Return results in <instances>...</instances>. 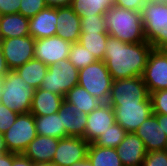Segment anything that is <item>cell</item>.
<instances>
[{
    "instance_id": "obj_35",
    "label": "cell",
    "mask_w": 167,
    "mask_h": 166,
    "mask_svg": "<svg viewBox=\"0 0 167 166\" xmlns=\"http://www.w3.org/2000/svg\"><path fill=\"white\" fill-rule=\"evenodd\" d=\"M142 166H167V151L147 152Z\"/></svg>"
},
{
    "instance_id": "obj_40",
    "label": "cell",
    "mask_w": 167,
    "mask_h": 166,
    "mask_svg": "<svg viewBox=\"0 0 167 166\" xmlns=\"http://www.w3.org/2000/svg\"><path fill=\"white\" fill-rule=\"evenodd\" d=\"M9 71L10 69L6 64L2 49L0 47V79H2Z\"/></svg>"
},
{
    "instance_id": "obj_25",
    "label": "cell",
    "mask_w": 167,
    "mask_h": 166,
    "mask_svg": "<svg viewBox=\"0 0 167 166\" xmlns=\"http://www.w3.org/2000/svg\"><path fill=\"white\" fill-rule=\"evenodd\" d=\"M64 100L75 105L77 110H80L87 115L102 104V102L90 95L83 87L79 85H76L69 90L65 94Z\"/></svg>"
},
{
    "instance_id": "obj_8",
    "label": "cell",
    "mask_w": 167,
    "mask_h": 166,
    "mask_svg": "<svg viewBox=\"0 0 167 166\" xmlns=\"http://www.w3.org/2000/svg\"><path fill=\"white\" fill-rule=\"evenodd\" d=\"M108 103H151L142 77L113 80Z\"/></svg>"
},
{
    "instance_id": "obj_2",
    "label": "cell",
    "mask_w": 167,
    "mask_h": 166,
    "mask_svg": "<svg viewBox=\"0 0 167 166\" xmlns=\"http://www.w3.org/2000/svg\"><path fill=\"white\" fill-rule=\"evenodd\" d=\"M109 36L126 43L147 42L144 34L142 12L113 5L104 14Z\"/></svg>"
},
{
    "instance_id": "obj_31",
    "label": "cell",
    "mask_w": 167,
    "mask_h": 166,
    "mask_svg": "<svg viewBox=\"0 0 167 166\" xmlns=\"http://www.w3.org/2000/svg\"><path fill=\"white\" fill-rule=\"evenodd\" d=\"M104 15L81 18V33H107Z\"/></svg>"
},
{
    "instance_id": "obj_28",
    "label": "cell",
    "mask_w": 167,
    "mask_h": 166,
    "mask_svg": "<svg viewBox=\"0 0 167 166\" xmlns=\"http://www.w3.org/2000/svg\"><path fill=\"white\" fill-rule=\"evenodd\" d=\"M108 37V33H81L78 42L97 60H103Z\"/></svg>"
},
{
    "instance_id": "obj_48",
    "label": "cell",
    "mask_w": 167,
    "mask_h": 166,
    "mask_svg": "<svg viewBox=\"0 0 167 166\" xmlns=\"http://www.w3.org/2000/svg\"><path fill=\"white\" fill-rule=\"evenodd\" d=\"M2 16H3V14L0 12V21H1V19H2Z\"/></svg>"
},
{
    "instance_id": "obj_6",
    "label": "cell",
    "mask_w": 167,
    "mask_h": 166,
    "mask_svg": "<svg viewBox=\"0 0 167 166\" xmlns=\"http://www.w3.org/2000/svg\"><path fill=\"white\" fill-rule=\"evenodd\" d=\"M79 69L69 60L61 59L54 65L48 66V71L39 88L59 94H65L78 85Z\"/></svg>"
},
{
    "instance_id": "obj_41",
    "label": "cell",
    "mask_w": 167,
    "mask_h": 166,
    "mask_svg": "<svg viewBox=\"0 0 167 166\" xmlns=\"http://www.w3.org/2000/svg\"><path fill=\"white\" fill-rule=\"evenodd\" d=\"M14 159L13 152H7L0 157V166H12V161Z\"/></svg>"
},
{
    "instance_id": "obj_12",
    "label": "cell",
    "mask_w": 167,
    "mask_h": 166,
    "mask_svg": "<svg viewBox=\"0 0 167 166\" xmlns=\"http://www.w3.org/2000/svg\"><path fill=\"white\" fill-rule=\"evenodd\" d=\"M89 142L82 137L68 136L59 139L58 147L53 157V166H71L87 158Z\"/></svg>"
},
{
    "instance_id": "obj_37",
    "label": "cell",
    "mask_w": 167,
    "mask_h": 166,
    "mask_svg": "<svg viewBox=\"0 0 167 166\" xmlns=\"http://www.w3.org/2000/svg\"><path fill=\"white\" fill-rule=\"evenodd\" d=\"M147 1L148 0H117L114 5L124 9L142 12V9Z\"/></svg>"
},
{
    "instance_id": "obj_46",
    "label": "cell",
    "mask_w": 167,
    "mask_h": 166,
    "mask_svg": "<svg viewBox=\"0 0 167 166\" xmlns=\"http://www.w3.org/2000/svg\"><path fill=\"white\" fill-rule=\"evenodd\" d=\"M7 152H8L7 150H0V157L3 156Z\"/></svg>"
},
{
    "instance_id": "obj_10",
    "label": "cell",
    "mask_w": 167,
    "mask_h": 166,
    "mask_svg": "<svg viewBox=\"0 0 167 166\" xmlns=\"http://www.w3.org/2000/svg\"><path fill=\"white\" fill-rule=\"evenodd\" d=\"M114 109L116 123L127 133L135 132L153 114L151 103H108Z\"/></svg>"
},
{
    "instance_id": "obj_11",
    "label": "cell",
    "mask_w": 167,
    "mask_h": 166,
    "mask_svg": "<svg viewBox=\"0 0 167 166\" xmlns=\"http://www.w3.org/2000/svg\"><path fill=\"white\" fill-rule=\"evenodd\" d=\"M141 77L149 93L167 89L166 49H152Z\"/></svg>"
},
{
    "instance_id": "obj_14",
    "label": "cell",
    "mask_w": 167,
    "mask_h": 166,
    "mask_svg": "<svg viewBox=\"0 0 167 166\" xmlns=\"http://www.w3.org/2000/svg\"><path fill=\"white\" fill-rule=\"evenodd\" d=\"M116 122L114 109L108 103H102L87 115L85 139L93 143L97 137L106 132Z\"/></svg>"
},
{
    "instance_id": "obj_18",
    "label": "cell",
    "mask_w": 167,
    "mask_h": 166,
    "mask_svg": "<svg viewBox=\"0 0 167 166\" xmlns=\"http://www.w3.org/2000/svg\"><path fill=\"white\" fill-rule=\"evenodd\" d=\"M57 8L46 7L29 18V32L34 39L57 35Z\"/></svg>"
},
{
    "instance_id": "obj_38",
    "label": "cell",
    "mask_w": 167,
    "mask_h": 166,
    "mask_svg": "<svg viewBox=\"0 0 167 166\" xmlns=\"http://www.w3.org/2000/svg\"><path fill=\"white\" fill-rule=\"evenodd\" d=\"M29 158H27L23 153H14V159L12 161V166H34Z\"/></svg>"
},
{
    "instance_id": "obj_21",
    "label": "cell",
    "mask_w": 167,
    "mask_h": 166,
    "mask_svg": "<svg viewBox=\"0 0 167 166\" xmlns=\"http://www.w3.org/2000/svg\"><path fill=\"white\" fill-rule=\"evenodd\" d=\"M64 97L38 88L34 92L32 99L31 110L34 116H45L56 113L61 107Z\"/></svg>"
},
{
    "instance_id": "obj_43",
    "label": "cell",
    "mask_w": 167,
    "mask_h": 166,
    "mask_svg": "<svg viewBox=\"0 0 167 166\" xmlns=\"http://www.w3.org/2000/svg\"><path fill=\"white\" fill-rule=\"evenodd\" d=\"M71 166H92L90 161L86 158L84 161L79 162V163H75Z\"/></svg>"
},
{
    "instance_id": "obj_39",
    "label": "cell",
    "mask_w": 167,
    "mask_h": 166,
    "mask_svg": "<svg viewBox=\"0 0 167 166\" xmlns=\"http://www.w3.org/2000/svg\"><path fill=\"white\" fill-rule=\"evenodd\" d=\"M47 7H70L72 0H44Z\"/></svg>"
},
{
    "instance_id": "obj_42",
    "label": "cell",
    "mask_w": 167,
    "mask_h": 166,
    "mask_svg": "<svg viewBox=\"0 0 167 166\" xmlns=\"http://www.w3.org/2000/svg\"><path fill=\"white\" fill-rule=\"evenodd\" d=\"M157 121L160 126H162L163 131L167 135V115L155 114Z\"/></svg>"
},
{
    "instance_id": "obj_33",
    "label": "cell",
    "mask_w": 167,
    "mask_h": 166,
    "mask_svg": "<svg viewBox=\"0 0 167 166\" xmlns=\"http://www.w3.org/2000/svg\"><path fill=\"white\" fill-rule=\"evenodd\" d=\"M46 7L44 0H21L19 13L24 17L31 18Z\"/></svg>"
},
{
    "instance_id": "obj_45",
    "label": "cell",
    "mask_w": 167,
    "mask_h": 166,
    "mask_svg": "<svg viewBox=\"0 0 167 166\" xmlns=\"http://www.w3.org/2000/svg\"><path fill=\"white\" fill-rule=\"evenodd\" d=\"M34 166H53L51 163L34 164Z\"/></svg>"
},
{
    "instance_id": "obj_3",
    "label": "cell",
    "mask_w": 167,
    "mask_h": 166,
    "mask_svg": "<svg viewBox=\"0 0 167 166\" xmlns=\"http://www.w3.org/2000/svg\"><path fill=\"white\" fill-rule=\"evenodd\" d=\"M35 88L10 70L1 79L0 103L18 114L30 113Z\"/></svg>"
},
{
    "instance_id": "obj_13",
    "label": "cell",
    "mask_w": 167,
    "mask_h": 166,
    "mask_svg": "<svg viewBox=\"0 0 167 166\" xmlns=\"http://www.w3.org/2000/svg\"><path fill=\"white\" fill-rule=\"evenodd\" d=\"M72 43L58 35L35 39L34 58L47 66L56 64L61 59H67Z\"/></svg>"
},
{
    "instance_id": "obj_1",
    "label": "cell",
    "mask_w": 167,
    "mask_h": 166,
    "mask_svg": "<svg viewBox=\"0 0 167 166\" xmlns=\"http://www.w3.org/2000/svg\"><path fill=\"white\" fill-rule=\"evenodd\" d=\"M152 49L148 42L126 43L109 36L103 61L113 80L141 77Z\"/></svg>"
},
{
    "instance_id": "obj_27",
    "label": "cell",
    "mask_w": 167,
    "mask_h": 166,
    "mask_svg": "<svg viewBox=\"0 0 167 166\" xmlns=\"http://www.w3.org/2000/svg\"><path fill=\"white\" fill-rule=\"evenodd\" d=\"M114 4L111 0H72L71 8L80 18L104 15Z\"/></svg>"
},
{
    "instance_id": "obj_30",
    "label": "cell",
    "mask_w": 167,
    "mask_h": 166,
    "mask_svg": "<svg viewBox=\"0 0 167 166\" xmlns=\"http://www.w3.org/2000/svg\"><path fill=\"white\" fill-rule=\"evenodd\" d=\"M68 60L77 68L81 69L97 61L96 57L88 52L79 42L72 43Z\"/></svg>"
},
{
    "instance_id": "obj_16",
    "label": "cell",
    "mask_w": 167,
    "mask_h": 166,
    "mask_svg": "<svg viewBox=\"0 0 167 166\" xmlns=\"http://www.w3.org/2000/svg\"><path fill=\"white\" fill-rule=\"evenodd\" d=\"M117 153L123 166H142L147 151L142 139L135 133L128 132L117 146Z\"/></svg>"
},
{
    "instance_id": "obj_29",
    "label": "cell",
    "mask_w": 167,
    "mask_h": 166,
    "mask_svg": "<svg viewBox=\"0 0 167 166\" xmlns=\"http://www.w3.org/2000/svg\"><path fill=\"white\" fill-rule=\"evenodd\" d=\"M126 131L116 122L108 130L99 135L93 144L100 147L117 148L126 135Z\"/></svg>"
},
{
    "instance_id": "obj_26",
    "label": "cell",
    "mask_w": 167,
    "mask_h": 166,
    "mask_svg": "<svg viewBox=\"0 0 167 166\" xmlns=\"http://www.w3.org/2000/svg\"><path fill=\"white\" fill-rule=\"evenodd\" d=\"M30 86L38 89L47 74L48 66L35 58L15 70Z\"/></svg>"
},
{
    "instance_id": "obj_9",
    "label": "cell",
    "mask_w": 167,
    "mask_h": 166,
    "mask_svg": "<svg viewBox=\"0 0 167 166\" xmlns=\"http://www.w3.org/2000/svg\"><path fill=\"white\" fill-rule=\"evenodd\" d=\"M0 47L10 70H16L34 59L35 39L31 35L0 39Z\"/></svg>"
},
{
    "instance_id": "obj_47",
    "label": "cell",
    "mask_w": 167,
    "mask_h": 166,
    "mask_svg": "<svg viewBox=\"0 0 167 166\" xmlns=\"http://www.w3.org/2000/svg\"><path fill=\"white\" fill-rule=\"evenodd\" d=\"M153 1H157L159 3H167V0H153Z\"/></svg>"
},
{
    "instance_id": "obj_22",
    "label": "cell",
    "mask_w": 167,
    "mask_h": 166,
    "mask_svg": "<svg viewBox=\"0 0 167 166\" xmlns=\"http://www.w3.org/2000/svg\"><path fill=\"white\" fill-rule=\"evenodd\" d=\"M29 18L20 13L3 15L0 21V39L29 36Z\"/></svg>"
},
{
    "instance_id": "obj_4",
    "label": "cell",
    "mask_w": 167,
    "mask_h": 166,
    "mask_svg": "<svg viewBox=\"0 0 167 166\" xmlns=\"http://www.w3.org/2000/svg\"><path fill=\"white\" fill-rule=\"evenodd\" d=\"M146 41L153 49L167 50V3L148 0L142 9Z\"/></svg>"
},
{
    "instance_id": "obj_20",
    "label": "cell",
    "mask_w": 167,
    "mask_h": 166,
    "mask_svg": "<svg viewBox=\"0 0 167 166\" xmlns=\"http://www.w3.org/2000/svg\"><path fill=\"white\" fill-rule=\"evenodd\" d=\"M62 115V126L67 136L82 137L85 139V128L87 125V114L77 110L73 104L63 100L58 111Z\"/></svg>"
},
{
    "instance_id": "obj_36",
    "label": "cell",
    "mask_w": 167,
    "mask_h": 166,
    "mask_svg": "<svg viewBox=\"0 0 167 166\" xmlns=\"http://www.w3.org/2000/svg\"><path fill=\"white\" fill-rule=\"evenodd\" d=\"M21 0H0V12L3 15L19 13Z\"/></svg>"
},
{
    "instance_id": "obj_44",
    "label": "cell",
    "mask_w": 167,
    "mask_h": 166,
    "mask_svg": "<svg viewBox=\"0 0 167 166\" xmlns=\"http://www.w3.org/2000/svg\"><path fill=\"white\" fill-rule=\"evenodd\" d=\"M0 150H7L4 143V136L0 133Z\"/></svg>"
},
{
    "instance_id": "obj_17",
    "label": "cell",
    "mask_w": 167,
    "mask_h": 166,
    "mask_svg": "<svg viewBox=\"0 0 167 166\" xmlns=\"http://www.w3.org/2000/svg\"><path fill=\"white\" fill-rule=\"evenodd\" d=\"M58 142L55 137L37 135L23 154L35 164L52 163Z\"/></svg>"
},
{
    "instance_id": "obj_19",
    "label": "cell",
    "mask_w": 167,
    "mask_h": 166,
    "mask_svg": "<svg viewBox=\"0 0 167 166\" xmlns=\"http://www.w3.org/2000/svg\"><path fill=\"white\" fill-rule=\"evenodd\" d=\"M81 18L71 7H57V35L71 43H76L81 34Z\"/></svg>"
},
{
    "instance_id": "obj_24",
    "label": "cell",
    "mask_w": 167,
    "mask_h": 166,
    "mask_svg": "<svg viewBox=\"0 0 167 166\" xmlns=\"http://www.w3.org/2000/svg\"><path fill=\"white\" fill-rule=\"evenodd\" d=\"M87 159L92 166H123L117 148L100 147L89 143Z\"/></svg>"
},
{
    "instance_id": "obj_49",
    "label": "cell",
    "mask_w": 167,
    "mask_h": 166,
    "mask_svg": "<svg viewBox=\"0 0 167 166\" xmlns=\"http://www.w3.org/2000/svg\"><path fill=\"white\" fill-rule=\"evenodd\" d=\"M111 1H112L113 4H115L117 0H111Z\"/></svg>"
},
{
    "instance_id": "obj_7",
    "label": "cell",
    "mask_w": 167,
    "mask_h": 166,
    "mask_svg": "<svg viewBox=\"0 0 167 166\" xmlns=\"http://www.w3.org/2000/svg\"><path fill=\"white\" fill-rule=\"evenodd\" d=\"M8 152L23 153L37 136L35 116L32 113L18 114L14 124L3 133Z\"/></svg>"
},
{
    "instance_id": "obj_23",
    "label": "cell",
    "mask_w": 167,
    "mask_h": 166,
    "mask_svg": "<svg viewBox=\"0 0 167 166\" xmlns=\"http://www.w3.org/2000/svg\"><path fill=\"white\" fill-rule=\"evenodd\" d=\"M35 126L37 135L50 136L57 139L68 137L64 126H62V115H59L58 112L45 116H35Z\"/></svg>"
},
{
    "instance_id": "obj_15",
    "label": "cell",
    "mask_w": 167,
    "mask_h": 166,
    "mask_svg": "<svg viewBox=\"0 0 167 166\" xmlns=\"http://www.w3.org/2000/svg\"><path fill=\"white\" fill-rule=\"evenodd\" d=\"M134 133L142 139L147 152L167 149V135L159 125L154 113Z\"/></svg>"
},
{
    "instance_id": "obj_34",
    "label": "cell",
    "mask_w": 167,
    "mask_h": 166,
    "mask_svg": "<svg viewBox=\"0 0 167 166\" xmlns=\"http://www.w3.org/2000/svg\"><path fill=\"white\" fill-rule=\"evenodd\" d=\"M18 113L0 103V133H5L15 122Z\"/></svg>"
},
{
    "instance_id": "obj_32",
    "label": "cell",
    "mask_w": 167,
    "mask_h": 166,
    "mask_svg": "<svg viewBox=\"0 0 167 166\" xmlns=\"http://www.w3.org/2000/svg\"><path fill=\"white\" fill-rule=\"evenodd\" d=\"M150 100L154 114L167 115V89L150 93Z\"/></svg>"
},
{
    "instance_id": "obj_5",
    "label": "cell",
    "mask_w": 167,
    "mask_h": 166,
    "mask_svg": "<svg viewBox=\"0 0 167 166\" xmlns=\"http://www.w3.org/2000/svg\"><path fill=\"white\" fill-rule=\"evenodd\" d=\"M112 84L113 78L103 60L79 69L78 85L102 103H108Z\"/></svg>"
}]
</instances>
